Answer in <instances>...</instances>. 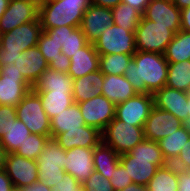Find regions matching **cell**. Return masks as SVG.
<instances>
[{"label":"cell","mask_w":190,"mask_h":191,"mask_svg":"<svg viewBox=\"0 0 190 191\" xmlns=\"http://www.w3.org/2000/svg\"><path fill=\"white\" fill-rule=\"evenodd\" d=\"M124 76L138 94H154L165 86L168 62L164 54L136 51L125 69Z\"/></svg>","instance_id":"obj_1"},{"label":"cell","mask_w":190,"mask_h":191,"mask_svg":"<svg viewBox=\"0 0 190 191\" xmlns=\"http://www.w3.org/2000/svg\"><path fill=\"white\" fill-rule=\"evenodd\" d=\"M133 183L147 185L158 168L168 164L159 143L144 139L128 153L119 156Z\"/></svg>","instance_id":"obj_2"},{"label":"cell","mask_w":190,"mask_h":191,"mask_svg":"<svg viewBox=\"0 0 190 191\" xmlns=\"http://www.w3.org/2000/svg\"><path fill=\"white\" fill-rule=\"evenodd\" d=\"M90 0H48L39 8V21L43 29L62 26L80 27Z\"/></svg>","instance_id":"obj_3"},{"label":"cell","mask_w":190,"mask_h":191,"mask_svg":"<svg viewBox=\"0 0 190 191\" xmlns=\"http://www.w3.org/2000/svg\"><path fill=\"white\" fill-rule=\"evenodd\" d=\"M0 64L1 75L23 76L32 87L41 74L49 68L48 62L37 46L22 51L18 56L0 55Z\"/></svg>","instance_id":"obj_4"},{"label":"cell","mask_w":190,"mask_h":191,"mask_svg":"<svg viewBox=\"0 0 190 191\" xmlns=\"http://www.w3.org/2000/svg\"><path fill=\"white\" fill-rule=\"evenodd\" d=\"M65 159L66 151L55 138L50 137L36 160L38 181L43 182L50 188L61 182L66 174L64 170Z\"/></svg>","instance_id":"obj_5"},{"label":"cell","mask_w":190,"mask_h":191,"mask_svg":"<svg viewBox=\"0 0 190 191\" xmlns=\"http://www.w3.org/2000/svg\"><path fill=\"white\" fill-rule=\"evenodd\" d=\"M44 32L39 19L19 25L15 29L0 35V55L15 56L22 51L37 46Z\"/></svg>","instance_id":"obj_6"},{"label":"cell","mask_w":190,"mask_h":191,"mask_svg":"<svg viewBox=\"0 0 190 191\" xmlns=\"http://www.w3.org/2000/svg\"><path fill=\"white\" fill-rule=\"evenodd\" d=\"M144 126H134L116 117L101 132L102 142L121 155L128 153L144 138Z\"/></svg>","instance_id":"obj_7"},{"label":"cell","mask_w":190,"mask_h":191,"mask_svg":"<svg viewBox=\"0 0 190 191\" xmlns=\"http://www.w3.org/2000/svg\"><path fill=\"white\" fill-rule=\"evenodd\" d=\"M17 119L21 120L32 134L51 137L50 118L43 109L40 96L32 89L16 106Z\"/></svg>","instance_id":"obj_8"},{"label":"cell","mask_w":190,"mask_h":191,"mask_svg":"<svg viewBox=\"0 0 190 191\" xmlns=\"http://www.w3.org/2000/svg\"><path fill=\"white\" fill-rule=\"evenodd\" d=\"M174 35L175 33L169 29V26H161L142 16L135 31L136 50L164 54Z\"/></svg>","instance_id":"obj_9"},{"label":"cell","mask_w":190,"mask_h":191,"mask_svg":"<svg viewBox=\"0 0 190 191\" xmlns=\"http://www.w3.org/2000/svg\"><path fill=\"white\" fill-rule=\"evenodd\" d=\"M93 45L99 55L114 53L134 55L137 51L135 32L123 29L114 23L102 32Z\"/></svg>","instance_id":"obj_10"},{"label":"cell","mask_w":190,"mask_h":191,"mask_svg":"<svg viewBox=\"0 0 190 191\" xmlns=\"http://www.w3.org/2000/svg\"><path fill=\"white\" fill-rule=\"evenodd\" d=\"M152 94H136L124 102L116 104L115 117L134 126H144L152 108Z\"/></svg>","instance_id":"obj_11"},{"label":"cell","mask_w":190,"mask_h":191,"mask_svg":"<svg viewBox=\"0 0 190 191\" xmlns=\"http://www.w3.org/2000/svg\"><path fill=\"white\" fill-rule=\"evenodd\" d=\"M78 106L86 125L101 132L115 118L116 105L103 95L80 102Z\"/></svg>","instance_id":"obj_12"},{"label":"cell","mask_w":190,"mask_h":191,"mask_svg":"<svg viewBox=\"0 0 190 191\" xmlns=\"http://www.w3.org/2000/svg\"><path fill=\"white\" fill-rule=\"evenodd\" d=\"M39 19V7L26 0H9L6 11L0 17V35L19 25Z\"/></svg>","instance_id":"obj_13"},{"label":"cell","mask_w":190,"mask_h":191,"mask_svg":"<svg viewBox=\"0 0 190 191\" xmlns=\"http://www.w3.org/2000/svg\"><path fill=\"white\" fill-rule=\"evenodd\" d=\"M182 125V121L172 113L154 106L143 127L144 138L158 142L164 137L171 135L172 132H175Z\"/></svg>","instance_id":"obj_14"},{"label":"cell","mask_w":190,"mask_h":191,"mask_svg":"<svg viewBox=\"0 0 190 191\" xmlns=\"http://www.w3.org/2000/svg\"><path fill=\"white\" fill-rule=\"evenodd\" d=\"M36 160H31L16 153H8L5 172L15 187H25L38 181Z\"/></svg>","instance_id":"obj_15"},{"label":"cell","mask_w":190,"mask_h":191,"mask_svg":"<svg viewBox=\"0 0 190 191\" xmlns=\"http://www.w3.org/2000/svg\"><path fill=\"white\" fill-rule=\"evenodd\" d=\"M113 24L111 8L91 4L84 12L80 28L88 43L94 44L102 32Z\"/></svg>","instance_id":"obj_16"},{"label":"cell","mask_w":190,"mask_h":191,"mask_svg":"<svg viewBox=\"0 0 190 191\" xmlns=\"http://www.w3.org/2000/svg\"><path fill=\"white\" fill-rule=\"evenodd\" d=\"M161 26H169L174 33L181 28V10L172 0H151L142 15Z\"/></svg>","instance_id":"obj_17"},{"label":"cell","mask_w":190,"mask_h":191,"mask_svg":"<svg viewBox=\"0 0 190 191\" xmlns=\"http://www.w3.org/2000/svg\"><path fill=\"white\" fill-rule=\"evenodd\" d=\"M154 106L172 113L184 123L188 119V93L163 86L153 94Z\"/></svg>","instance_id":"obj_18"},{"label":"cell","mask_w":190,"mask_h":191,"mask_svg":"<svg viewBox=\"0 0 190 191\" xmlns=\"http://www.w3.org/2000/svg\"><path fill=\"white\" fill-rule=\"evenodd\" d=\"M94 148L74 147L66 151L65 172L83 183L94 172Z\"/></svg>","instance_id":"obj_19"},{"label":"cell","mask_w":190,"mask_h":191,"mask_svg":"<svg viewBox=\"0 0 190 191\" xmlns=\"http://www.w3.org/2000/svg\"><path fill=\"white\" fill-rule=\"evenodd\" d=\"M55 139L67 151L74 147L94 148L102 141V135L98 129L86 125L58 134Z\"/></svg>","instance_id":"obj_20"},{"label":"cell","mask_w":190,"mask_h":191,"mask_svg":"<svg viewBox=\"0 0 190 191\" xmlns=\"http://www.w3.org/2000/svg\"><path fill=\"white\" fill-rule=\"evenodd\" d=\"M43 30L62 45L61 52L68 58H71L88 43L80 27L60 26Z\"/></svg>","instance_id":"obj_21"},{"label":"cell","mask_w":190,"mask_h":191,"mask_svg":"<svg viewBox=\"0 0 190 191\" xmlns=\"http://www.w3.org/2000/svg\"><path fill=\"white\" fill-rule=\"evenodd\" d=\"M30 90L32 86L23 76L1 75L0 105L16 107Z\"/></svg>","instance_id":"obj_22"},{"label":"cell","mask_w":190,"mask_h":191,"mask_svg":"<svg viewBox=\"0 0 190 191\" xmlns=\"http://www.w3.org/2000/svg\"><path fill=\"white\" fill-rule=\"evenodd\" d=\"M100 55L92 43H87L70 58L68 74L73 79L99 70Z\"/></svg>","instance_id":"obj_23"},{"label":"cell","mask_w":190,"mask_h":191,"mask_svg":"<svg viewBox=\"0 0 190 191\" xmlns=\"http://www.w3.org/2000/svg\"><path fill=\"white\" fill-rule=\"evenodd\" d=\"M104 74L98 70L82 77L73 79L72 94L75 103L85 102L102 95Z\"/></svg>","instance_id":"obj_24"},{"label":"cell","mask_w":190,"mask_h":191,"mask_svg":"<svg viewBox=\"0 0 190 191\" xmlns=\"http://www.w3.org/2000/svg\"><path fill=\"white\" fill-rule=\"evenodd\" d=\"M102 95L115 105L134 97L137 92L124 75H104Z\"/></svg>","instance_id":"obj_25"},{"label":"cell","mask_w":190,"mask_h":191,"mask_svg":"<svg viewBox=\"0 0 190 191\" xmlns=\"http://www.w3.org/2000/svg\"><path fill=\"white\" fill-rule=\"evenodd\" d=\"M50 122L51 138H55L63 132L86 126L78 103H73L69 108L53 117Z\"/></svg>","instance_id":"obj_26"},{"label":"cell","mask_w":190,"mask_h":191,"mask_svg":"<svg viewBox=\"0 0 190 191\" xmlns=\"http://www.w3.org/2000/svg\"><path fill=\"white\" fill-rule=\"evenodd\" d=\"M35 92L66 91L72 92L73 78L68 73L46 69L33 85Z\"/></svg>","instance_id":"obj_27"},{"label":"cell","mask_w":190,"mask_h":191,"mask_svg":"<svg viewBox=\"0 0 190 191\" xmlns=\"http://www.w3.org/2000/svg\"><path fill=\"white\" fill-rule=\"evenodd\" d=\"M36 93L40 96L43 109L50 120L75 103L72 92L43 91Z\"/></svg>","instance_id":"obj_28"},{"label":"cell","mask_w":190,"mask_h":191,"mask_svg":"<svg viewBox=\"0 0 190 191\" xmlns=\"http://www.w3.org/2000/svg\"><path fill=\"white\" fill-rule=\"evenodd\" d=\"M119 154L112 147L102 141L94 147L93 162L94 170L110 180L113 170L120 163Z\"/></svg>","instance_id":"obj_29"},{"label":"cell","mask_w":190,"mask_h":191,"mask_svg":"<svg viewBox=\"0 0 190 191\" xmlns=\"http://www.w3.org/2000/svg\"><path fill=\"white\" fill-rule=\"evenodd\" d=\"M148 191H178V169L168 163L157 169L147 184Z\"/></svg>","instance_id":"obj_30"},{"label":"cell","mask_w":190,"mask_h":191,"mask_svg":"<svg viewBox=\"0 0 190 191\" xmlns=\"http://www.w3.org/2000/svg\"><path fill=\"white\" fill-rule=\"evenodd\" d=\"M189 138L190 132L182 125L171 135L158 141L162 154L168 163H172L177 158Z\"/></svg>","instance_id":"obj_31"},{"label":"cell","mask_w":190,"mask_h":191,"mask_svg":"<svg viewBox=\"0 0 190 191\" xmlns=\"http://www.w3.org/2000/svg\"><path fill=\"white\" fill-rule=\"evenodd\" d=\"M164 57L168 63L190 60V32L178 31L167 45Z\"/></svg>","instance_id":"obj_32"},{"label":"cell","mask_w":190,"mask_h":191,"mask_svg":"<svg viewBox=\"0 0 190 191\" xmlns=\"http://www.w3.org/2000/svg\"><path fill=\"white\" fill-rule=\"evenodd\" d=\"M165 86L190 93V60L168 63Z\"/></svg>","instance_id":"obj_33"},{"label":"cell","mask_w":190,"mask_h":191,"mask_svg":"<svg viewBox=\"0 0 190 191\" xmlns=\"http://www.w3.org/2000/svg\"><path fill=\"white\" fill-rule=\"evenodd\" d=\"M31 134L26 125L19 119L13 121L7 133L0 138V145L8 152L15 153Z\"/></svg>","instance_id":"obj_34"},{"label":"cell","mask_w":190,"mask_h":191,"mask_svg":"<svg viewBox=\"0 0 190 191\" xmlns=\"http://www.w3.org/2000/svg\"><path fill=\"white\" fill-rule=\"evenodd\" d=\"M113 23L131 32H135L142 18V14L126 3H119L112 8Z\"/></svg>","instance_id":"obj_35"},{"label":"cell","mask_w":190,"mask_h":191,"mask_svg":"<svg viewBox=\"0 0 190 191\" xmlns=\"http://www.w3.org/2000/svg\"><path fill=\"white\" fill-rule=\"evenodd\" d=\"M133 55L107 54L100 55L99 70L104 75H124L125 69Z\"/></svg>","instance_id":"obj_36"},{"label":"cell","mask_w":190,"mask_h":191,"mask_svg":"<svg viewBox=\"0 0 190 191\" xmlns=\"http://www.w3.org/2000/svg\"><path fill=\"white\" fill-rule=\"evenodd\" d=\"M48 139V136L31 133L15 153L31 160H37Z\"/></svg>","instance_id":"obj_37"},{"label":"cell","mask_w":190,"mask_h":191,"mask_svg":"<svg viewBox=\"0 0 190 191\" xmlns=\"http://www.w3.org/2000/svg\"><path fill=\"white\" fill-rule=\"evenodd\" d=\"M37 47L48 63L54 61L62 54V45L58 44L54 38H51L45 31L38 39Z\"/></svg>","instance_id":"obj_38"},{"label":"cell","mask_w":190,"mask_h":191,"mask_svg":"<svg viewBox=\"0 0 190 191\" xmlns=\"http://www.w3.org/2000/svg\"><path fill=\"white\" fill-rule=\"evenodd\" d=\"M85 191H115L110 180L94 170L91 176L82 183Z\"/></svg>","instance_id":"obj_39"},{"label":"cell","mask_w":190,"mask_h":191,"mask_svg":"<svg viewBox=\"0 0 190 191\" xmlns=\"http://www.w3.org/2000/svg\"><path fill=\"white\" fill-rule=\"evenodd\" d=\"M131 183H133V181L127 174V169L119 163L111 174L110 184L113 186L115 191H120Z\"/></svg>","instance_id":"obj_40"},{"label":"cell","mask_w":190,"mask_h":191,"mask_svg":"<svg viewBox=\"0 0 190 191\" xmlns=\"http://www.w3.org/2000/svg\"><path fill=\"white\" fill-rule=\"evenodd\" d=\"M17 119L16 107L0 105V138L7 133L13 121Z\"/></svg>","instance_id":"obj_41"},{"label":"cell","mask_w":190,"mask_h":191,"mask_svg":"<svg viewBox=\"0 0 190 191\" xmlns=\"http://www.w3.org/2000/svg\"><path fill=\"white\" fill-rule=\"evenodd\" d=\"M51 191H85L81 182H78L75 177L65 174L63 180L58 182Z\"/></svg>","instance_id":"obj_42"},{"label":"cell","mask_w":190,"mask_h":191,"mask_svg":"<svg viewBox=\"0 0 190 191\" xmlns=\"http://www.w3.org/2000/svg\"><path fill=\"white\" fill-rule=\"evenodd\" d=\"M172 164L179 170L187 171L190 169V138L182 147L180 154L172 162Z\"/></svg>","instance_id":"obj_43"},{"label":"cell","mask_w":190,"mask_h":191,"mask_svg":"<svg viewBox=\"0 0 190 191\" xmlns=\"http://www.w3.org/2000/svg\"><path fill=\"white\" fill-rule=\"evenodd\" d=\"M70 58H68L65 54H61L54 61L48 63L49 69L67 73L70 67Z\"/></svg>","instance_id":"obj_44"},{"label":"cell","mask_w":190,"mask_h":191,"mask_svg":"<svg viewBox=\"0 0 190 191\" xmlns=\"http://www.w3.org/2000/svg\"><path fill=\"white\" fill-rule=\"evenodd\" d=\"M178 191H190V173L178 169Z\"/></svg>","instance_id":"obj_45"},{"label":"cell","mask_w":190,"mask_h":191,"mask_svg":"<svg viewBox=\"0 0 190 191\" xmlns=\"http://www.w3.org/2000/svg\"><path fill=\"white\" fill-rule=\"evenodd\" d=\"M151 0H122L123 3L129 4L137 11H139L142 15Z\"/></svg>","instance_id":"obj_46"},{"label":"cell","mask_w":190,"mask_h":191,"mask_svg":"<svg viewBox=\"0 0 190 191\" xmlns=\"http://www.w3.org/2000/svg\"><path fill=\"white\" fill-rule=\"evenodd\" d=\"M180 30L190 32V7L181 10Z\"/></svg>","instance_id":"obj_47"},{"label":"cell","mask_w":190,"mask_h":191,"mask_svg":"<svg viewBox=\"0 0 190 191\" xmlns=\"http://www.w3.org/2000/svg\"><path fill=\"white\" fill-rule=\"evenodd\" d=\"M13 187L12 181L5 170L0 171V191H11Z\"/></svg>","instance_id":"obj_48"},{"label":"cell","mask_w":190,"mask_h":191,"mask_svg":"<svg viewBox=\"0 0 190 191\" xmlns=\"http://www.w3.org/2000/svg\"><path fill=\"white\" fill-rule=\"evenodd\" d=\"M21 191H51V188L40 181H36L33 184L22 187Z\"/></svg>","instance_id":"obj_49"},{"label":"cell","mask_w":190,"mask_h":191,"mask_svg":"<svg viewBox=\"0 0 190 191\" xmlns=\"http://www.w3.org/2000/svg\"><path fill=\"white\" fill-rule=\"evenodd\" d=\"M90 1H91V4L93 5L111 8V9L116 7L119 3L122 2V0H90Z\"/></svg>","instance_id":"obj_50"},{"label":"cell","mask_w":190,"mask_h":191,"mask_svg":"<svg viewBox=\"0 0 190 191\" xmlns=\"http://www.w3.org/2000/svg\"><path fill=\"white\" fill-rule=\"evenodd\" d=\"M120 191H148L147 185H138L136 183H131Z\"/></svg>","instance_id":"obj_51"},{"label":"cell","mask_w":190,"mask_h":191,"mask_svg":"<svg viewBox=\"0 0 190 191\" xmlns=\"http://www.w3.org/2000/svg\"><path fill=\"white\" fill-rule=\"evenodd\" d=\"M7 154L8 152L0 145V171L5 170Z\"/></svg>","instance_id":"obj_52"},{"label":"cell","mask_w":190,"mask_h":191,"mask_svg":"<svg viewBox=\"0 0 190 191\" xmlns=\"http://www.w3.org/2000/svg\"><path fill=\"white\" fill-rule=\"evenodd\" d=\"M173 3L180 9L190 7V0H172Z\"/></svg>","instance_id":"obj_53"},{"label":"cell","mask_w":190,"mask_h":191,"mask_svg":"<svg viewBox=\"0 0 190 191\" xmlns=\"http://www.w3.org/2000/svg\"><path fill=\"white\" fill-rule=\"evenodd\" d=\"M188 119L183 123V126L190 132V93H188Z\"/></svg>","instance_id":"obj_54"},{"label":"cell","mask_w":190,"mask_h":191,"mask_svg":"<svg viewBox=\"0 0 190 191\" xmlns=\"http://www.w3.org/2000/svg\"><path fill=\"white\" fill-rule=\"evenodd\" d=\"M9 0H0V17L6 11Z\"/></svg>","instance_id":"obj_55"},{"label":"cell","mask_w":190,"mask_h":191,"mask_svg":"<svg viewBox=\"0 0 190 191\" xmlns=\"http://www.w3.org/2000/svg\"><path fill=\"white\" fill-rule=\"evenodd\" d=\"M30 3H34L37 7L41 8L48 0H26Z\"/></svg>","instance_id":"obj_56"},{"label":"cell","mask_w":190,"mask_h":191,"mask_svg":"<svg viewBox=\"0 0 190 191\" xmlns=\"http://www.w3.org/2000/svg\"><path fill=\"white\" fill-rule=\"evenodd\" d=\"M11 191H21V188L14 186V187L11 189Z\"/></svg>","instance_id":"obj_57"},{"label":"cell","mask_w":190,"mask_h":191,"mask_svg":"<svg viewBox=\"0 0 190 191\" xmlns=\"http://www.w3.org/2000/svg\"><path fill=\"white\" fill-rule=\"evenodd\" d=\"M2 72V66H1V64H0V77H1V73Z\"/></svg>","instance_id":"obj_58"}]
</instances>
